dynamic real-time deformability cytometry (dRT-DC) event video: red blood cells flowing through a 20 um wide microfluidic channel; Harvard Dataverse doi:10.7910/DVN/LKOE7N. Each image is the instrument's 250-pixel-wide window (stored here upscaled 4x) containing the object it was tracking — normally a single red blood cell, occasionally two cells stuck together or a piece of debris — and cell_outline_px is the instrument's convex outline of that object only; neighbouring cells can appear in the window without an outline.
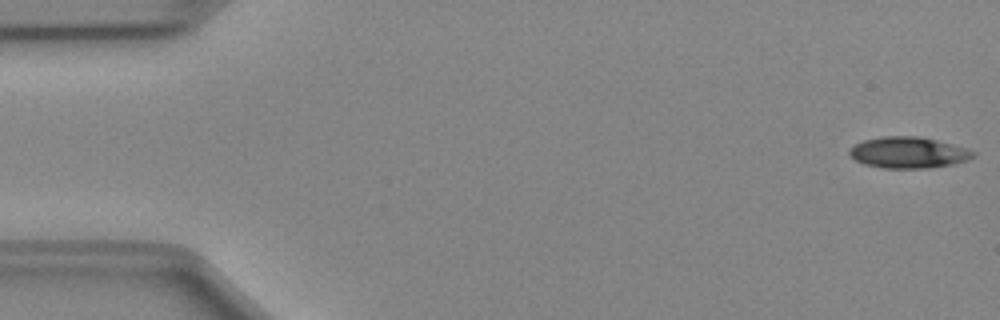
{"species": "Egyptian fruit bat (a non-hibernating species)", "species_latin": "Rousettus aegyptiacus", "temperature_condition": "cold", "stored_images_in_passage": 45, "camera_frame_rate_fps": 3000, "um_per_image_px": 0.085, "animal": {"sex": "female"}, "frame": {"image": 1, "passage_image": 1, "time_ms": 0.0, "image_size_px": [1000, 320], "cell_outline_px": [[964, 156], [956, 160], [944, 164], [896, 168], [872, 164], [860, 160], [852, 156], [852, 148], [856, 144], [868, 140], [928, 140]], "centroid_in_image_um": [76.79, 13.03], "position_along_channel_um": 8.2, "area_um2": 16.99}}
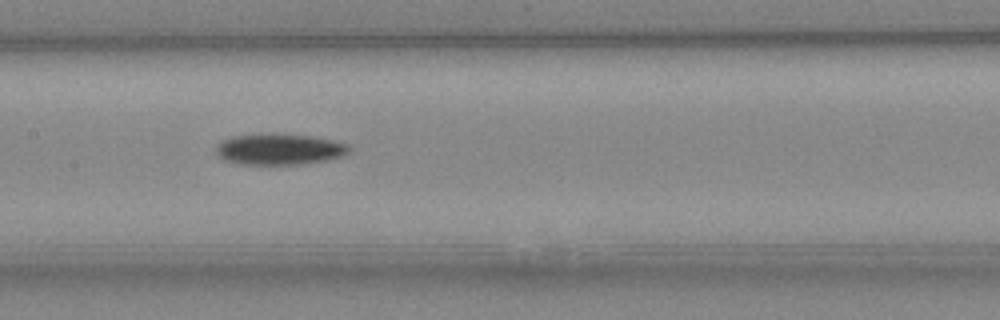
{"frame": {"image": 2, "passage_image": 24, "time_ms": 7.667, "image_size_px": [1000, 320], "cell_outline_px": [[344, 148], [340, 152], [328, 156], [308, 160], [240, 160], [224, 156], [220, 152], [220, 148], [228, 140], [248, 136], [292, 136], [320, 140], [340, 144]], "centroid_in_image_um": [23.66, 12.61], "position_along_channel_um": 183.7, "area_um2": 17.69}}
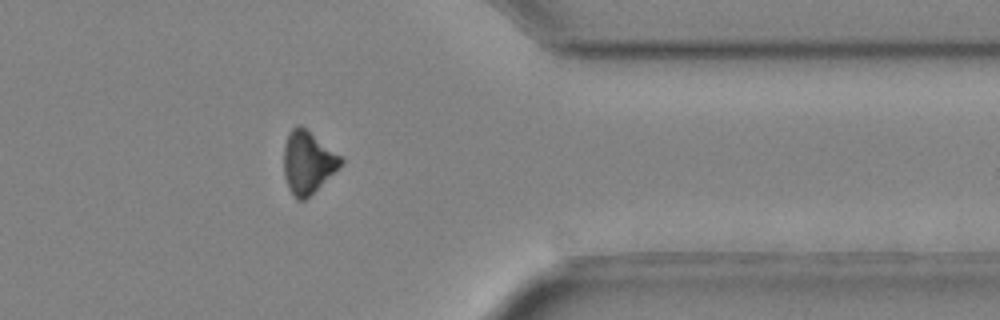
{"frame": {"image": 3, "passage_image": 40, "time_ms": 13.0, "image_size_px": [1000, 320], "cell_outline_px": [[340, 164], [308, 196], [300, 200], [292, 192], [288, 184], [284, 168], [284, 156], [288, 136], [296, 128], [304, 128], [340, 156]], "centroid_in_image_um": [26.14, 13.8], "position_along_channel_um": 385.3, "area_um2": 18.73}}